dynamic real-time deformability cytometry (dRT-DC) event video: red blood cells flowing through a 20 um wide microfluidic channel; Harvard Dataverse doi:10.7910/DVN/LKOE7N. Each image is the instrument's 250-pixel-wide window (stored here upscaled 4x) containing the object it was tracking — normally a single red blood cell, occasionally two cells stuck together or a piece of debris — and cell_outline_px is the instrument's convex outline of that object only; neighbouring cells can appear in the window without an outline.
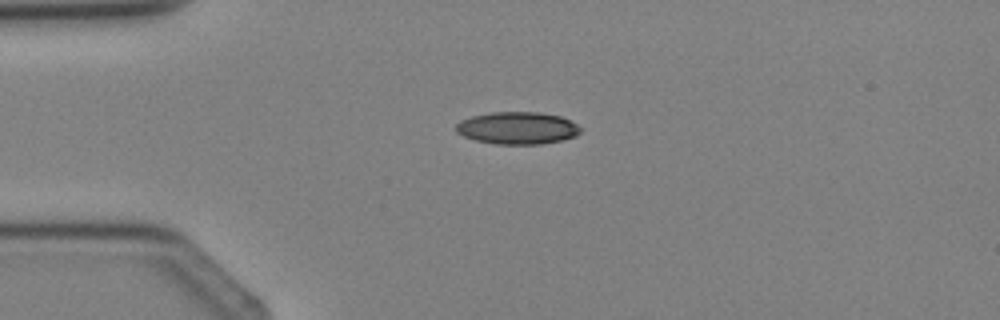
{"species": "Egyptian fruit bat (a non-hibernating species)", "species_latin": "Rousettus aegyptiacus", "temperature_condition": "cold", "stored_images_in_passage": 1, "camera_frame_rate_fps": 3000, "um_per_image_px": 0.085, "animal": {"sex": "female"}, "frame": {"image": 1, "passage_image": 1, "time_ms": 0.0, "image_size_px": [1000, 320], "cell_outline_px": [[580, 132], [576, 136], [560, 140], [540, 144], [496, 144], [476, 140], [464, 136], [456, 132], [456, 124], [460, 120], [472, 116], [492, 112], [540, 112], [560, 116], [576, 124], [580, 128]], "centroid_in_image_um": [43.96, 10.88], "position_along_channel_um": 41.0, "area_um2": 23.29}}